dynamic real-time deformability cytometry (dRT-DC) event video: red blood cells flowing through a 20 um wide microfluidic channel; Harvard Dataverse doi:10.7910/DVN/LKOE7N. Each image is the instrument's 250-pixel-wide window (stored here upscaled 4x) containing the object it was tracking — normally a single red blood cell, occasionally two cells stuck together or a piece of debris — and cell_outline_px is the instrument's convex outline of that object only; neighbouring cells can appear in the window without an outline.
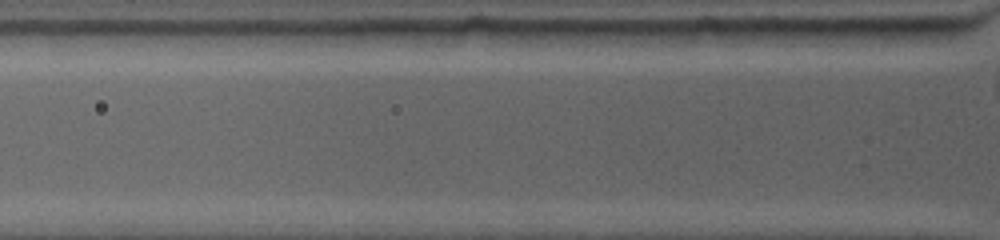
{"species": "common noctule bat (a hibernating species)", "species_latin": "Nyctalus noctula", "temperature_condition": "warm", "stored_images_in_passage": 2, "camera_frame_rate_fps": 4500, "um_per_image_px": 0.085, "animal": {"sex": "female", "body_mass_g": 19.0, "forearm_length_mm": 53.3}, "frame": {"image": 1, "passage_image": 2, "time_ms": 0.889, "image_size_px": [1000, 240], "cell_outline_px": [[952, 28], [928, 44], [908, 48], [812, 44], [792, 28]], "centroid_in_image_um": [74.13, 3.1], "position_along_channel_um": 51.7, "area_um2": 17.63}}